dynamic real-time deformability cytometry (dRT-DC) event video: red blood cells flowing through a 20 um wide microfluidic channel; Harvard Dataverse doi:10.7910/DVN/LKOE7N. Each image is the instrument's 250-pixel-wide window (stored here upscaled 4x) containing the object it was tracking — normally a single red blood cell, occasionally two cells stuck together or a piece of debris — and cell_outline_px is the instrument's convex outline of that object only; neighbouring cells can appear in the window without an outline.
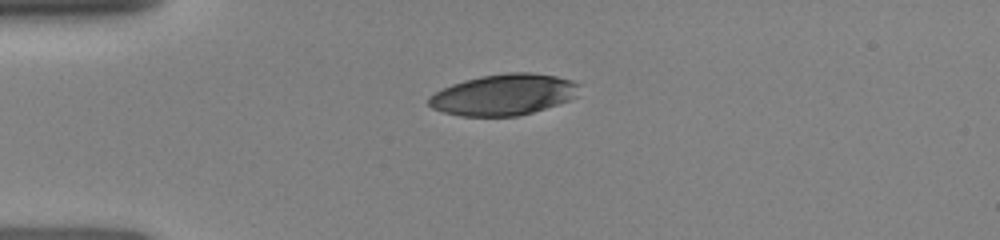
{"species": "human", "species_latin": "Homo sapiens", "temperature_condition": "room temperature", "stored_images_in_passage": 20, "camera_frame_rate_fps": 3000, "um_per_image_px": 0.085, "donor": {"sex": "female"}, "frame": {"image": 1, "passage_image": 1, "time_ms": 0.0, "image_size_px": [1000, 240], "cell_outline_px": [[580, 84], [576, 96], [568, 100], [532, 112], [516, 116], [460, 116], [444, 112], [432, 108], [428, 104], [428, 96], [452, 84], [464, 80], [480, 76], [508, 72], [532, 72], [556, 76], [572, 80]], "centroid_in_image_um": [42.8, 8.03], "position_along_channel_um": 42.2, "area_um2": 35.95}}
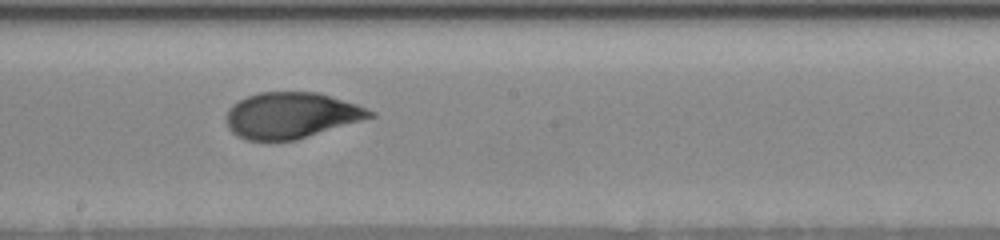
{"frame": {"image": 2, "passage_image": 11, "time_ms": 5.0, "image_size_px": [1000, 240], "cell_outline_px": [[376, 116], [296, 140], [244, 140], [236, 136], [228, 128], [224, 120], [228, 108], [232, 104], [248, 96], [260, 92], [316, 92], [356, 104], [376, 112]], "centroid_in_image_um": [24.71, 9.81], "position_along_channel_um": 223.5, "area_um2": 38.55}}
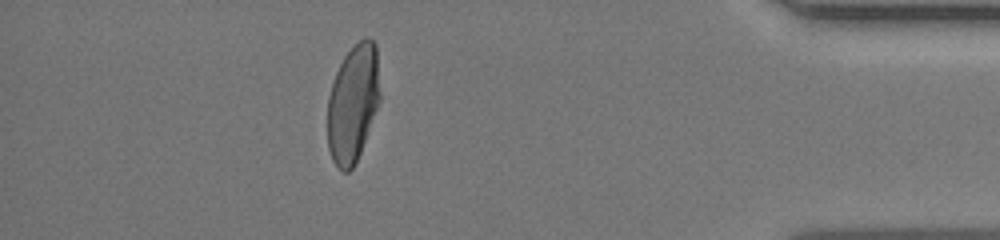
{"frame": {"image": 3, "passage_image": 19, "time_ms": 10.333, "image_size_px": [1000, 240], "cell_outline_px": [[380, 100], [360, 152], [352, 168], [348, 172], [344, 172], [332, 160], [328, 148], [328, 96], [336, 72], [344, 56], [364, 36], [368, 36], [376, 44], [380, 92]], "centroid_in_image_um": [30.0, 8.75], "position_along_channel_um": 405.2, "area_um2": 35.66}}